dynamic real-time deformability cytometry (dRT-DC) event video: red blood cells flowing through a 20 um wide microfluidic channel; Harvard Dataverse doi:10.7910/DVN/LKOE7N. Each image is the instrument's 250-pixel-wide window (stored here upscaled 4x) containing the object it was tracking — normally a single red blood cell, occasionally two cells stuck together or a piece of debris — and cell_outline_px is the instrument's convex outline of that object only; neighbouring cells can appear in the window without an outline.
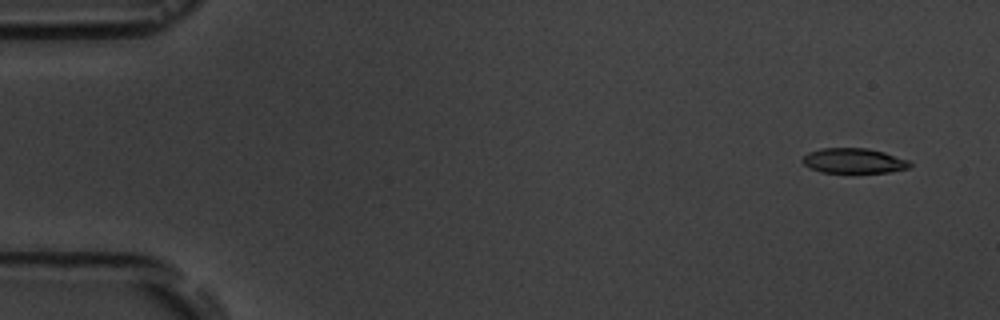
{"species": "common noctule bat (a hibernating species)", "species_latin": "Nyctalus noctula", "temperature_condition": "room temperature", "stored_images_in_passage": 4, "camera_frame_rate_fps": 3000, "um_per_image_px": 0.085, "animal": {"sex": "male", "body_mass_g": 19.5, "forearm_length_mm": 54.6}, "frame": {"image": 1, "passage_image": 1, "time_ms": 0.0, "image_size_px": [1000, 320], "cell_outline_px": [[912, 164], [908, 168], [888, 172], [820, 172], [804, 164], [800, 160], [808, 152], [820, 148], [868, 148], [884, 152], [908, 160]], "centroid_in_image_um": [72.55, 13.65], "position_along_channel_um": 12.5, "area_um2": 15.55}}
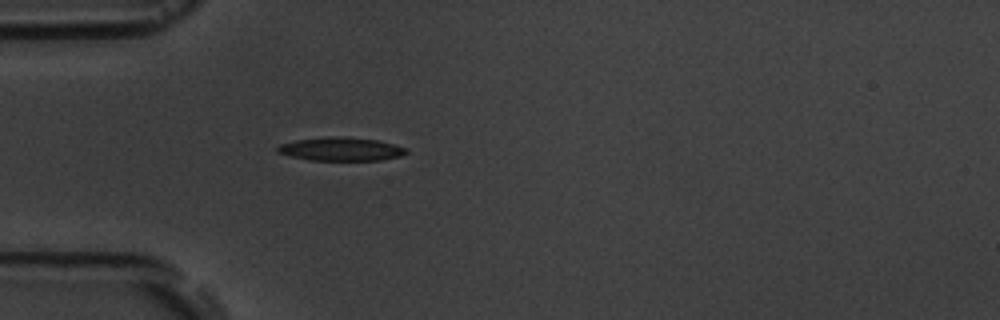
{"frame": {"image": 2, "passage_image": 4, "time_ms": 4.333, "image_size_px": [1000, 320], "cell_outline_px": [[408, 152], [400, 156], [380, 160], [308, 160], [276, 152], [276, 148], [280, 144], [296, 140], [328, 136], [344, 136], [380, 140], [396, 144], [408, 148]], "centroid_in_image_um": [29.02, 12.66], "position_along_channel_um": 56.0, "area_um2": 17.8}}